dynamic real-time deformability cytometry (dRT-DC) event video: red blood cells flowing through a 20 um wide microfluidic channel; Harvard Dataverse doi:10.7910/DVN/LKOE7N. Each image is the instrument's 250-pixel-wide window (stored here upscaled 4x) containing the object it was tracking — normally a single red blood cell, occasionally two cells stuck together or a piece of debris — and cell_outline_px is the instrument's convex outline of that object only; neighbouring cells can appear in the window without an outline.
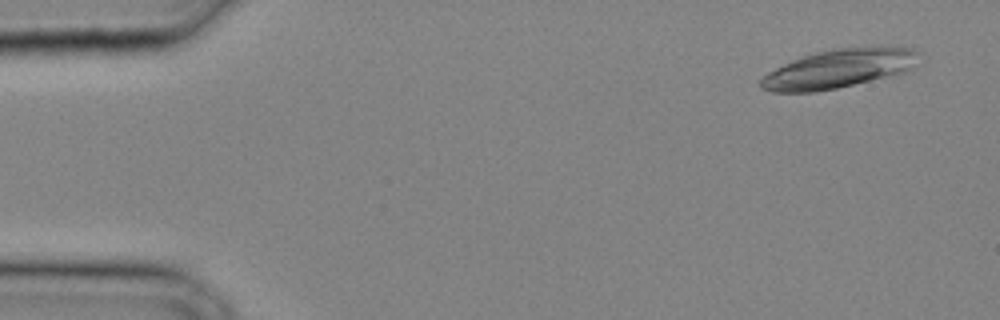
{"species": "common noctule bat (a hibernating species)", "species_latin": "Nyctalus noctula", "temperature_condition": "cold", "stored_images_in_passage": 18, "camera_frame_rate_fps": 3000, "um_per_image_px": 0.085, "animal": {"sex": "male", "body_mass_g": 20.4}, "frame": {"image": 1, "passage_image": 2, "time_ms": 0.333, "image_size_px": [1000, 320], "cell_outline_px": [[920, 52], [908, 68], [900, 72], [836, 88], [816, 92], [772, 92], [760, 88], [760, 80], [768, 72], [792, 60], [816, 52], [832, 48], [912, 48]], "centroid_in_image_um": [71.14, 5.85], "position_along_channel_um": 13.9, "area_um2": 34.33}}